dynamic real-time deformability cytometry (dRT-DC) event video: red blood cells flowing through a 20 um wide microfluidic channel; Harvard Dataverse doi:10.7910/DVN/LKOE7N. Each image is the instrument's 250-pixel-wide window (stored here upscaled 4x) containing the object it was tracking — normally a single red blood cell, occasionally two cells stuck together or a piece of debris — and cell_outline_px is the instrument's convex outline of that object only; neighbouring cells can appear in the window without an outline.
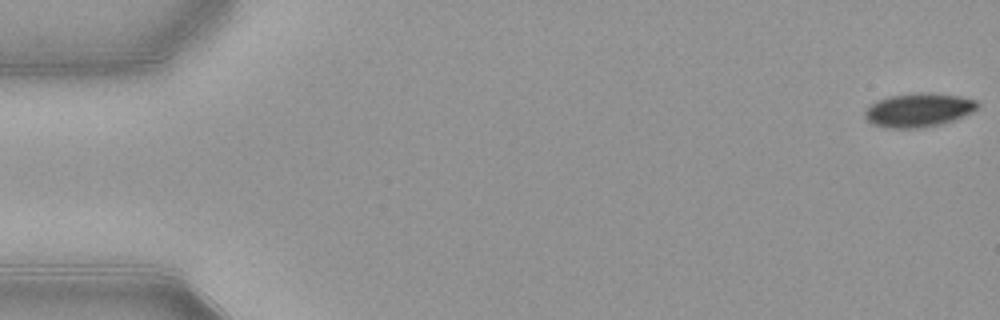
{"species": "common noctule bat (a hibernating species)", "species_latin": "Nyctalus noctula", "temperature_condition": "warm", "stored_images_in_passage": 53, "camera_frame_rate_fps": 3000, "um_per_image_px": 0.085, "animal": {"sex": "female", "body_mass_g": 21.9}, "frame": {"image": 1, "passage_image": 1, "time_ms": 0.0, "image_size_px": [1000, 320], "cell_outline_px": [[980, 104], [972, 112], [952, 120], [940, 124], [920, 128], [888, 128], [872, 124], [864, 116], [864, 112], [872, 104], [880, 100], [892, 96], [920, 92], [928, 92], [960, 96], [976, 100]], "centroid_in_image_um": [78.09, 9.35], "position_along_channel_um": 6.9, "area_um2": 21.91}}
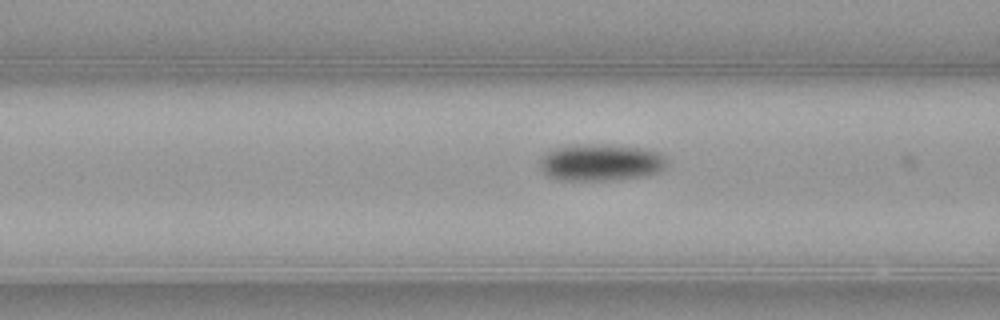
{"frame": {"image": 2, "passage_image": 21, "time_ms": 6.667, "image_size_px": [1000, 320], "cell_outline_px": [[668, 164], [660, 172], [644, 176], [612, 180], [564, 180], [548, 176], [540, 168], [540, 160], [548, 152], [556, 148], [584, 144], [608, 144], [640, 148], [656, 152], [664, 156], [668, 160]], "centroid_in_image_um": [51.11, 13.81], "position_along_channel_um": 115.5, "area_um2": 27.17}}
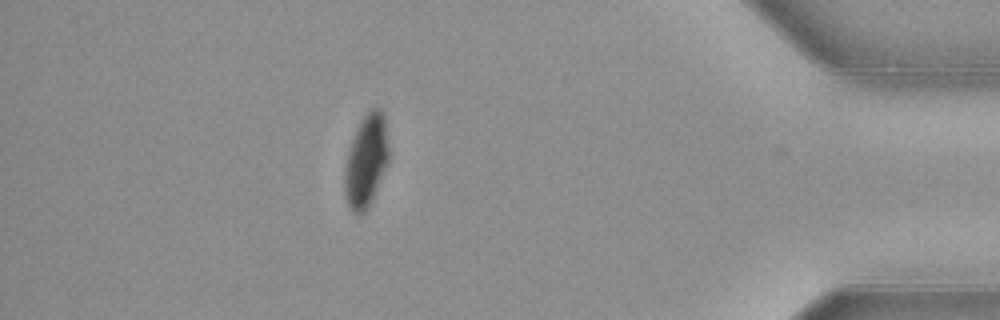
{"frame": {"image": 3, "passage_image": 47, "time_ms": 15.333, "image_size_px": [1000, 320], "cell_outline_px": [[388, 160], [372, 200], [368, 208], [360, 216], [356, 216], [352, 212], [344, 196], [344, 168], [348, 152], [352, 140], [360, 120], [368, 108], [380, 108], [384, 112], [388, 148]], "centroid_in_image_um": [31.1, 13.68], "position_along_channel_um": 404.1, "area_um2": 23.93}, "authors_computed_cell_mechanics": {"area_um2": 25.2586, "velocity_mm_per_s": 3.8796, "shape_relaxation_time_tau1_ms": 2.8806, "shape_relaxation_time_tau2_ms": null, "deformation_change_tau1": 0.121, "deformation_change_tau2": null}}